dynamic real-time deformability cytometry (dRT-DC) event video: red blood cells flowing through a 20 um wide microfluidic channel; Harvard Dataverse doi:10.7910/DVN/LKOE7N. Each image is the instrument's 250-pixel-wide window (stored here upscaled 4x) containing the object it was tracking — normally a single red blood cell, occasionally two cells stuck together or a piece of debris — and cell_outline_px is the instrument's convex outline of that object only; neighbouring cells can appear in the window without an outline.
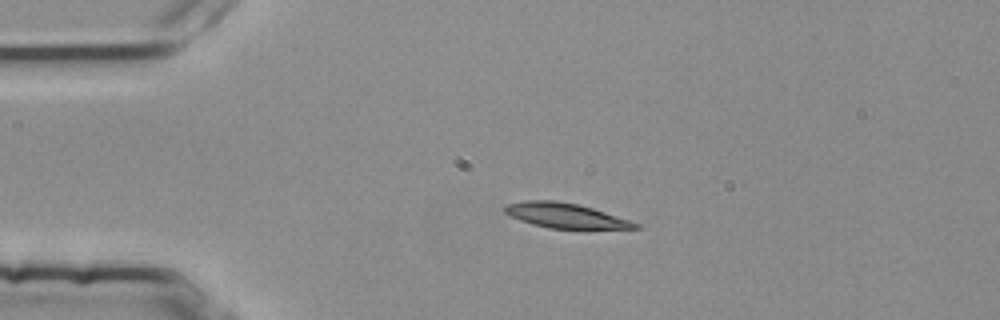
{"species": "common noctule bat (a hibernating species)", "species_latin": "Nyctalus noctula", "temperature_condition": "room temperature", "stored_images_in_passage": 2, "camera_frame_rate_fps": 3000, "um_per_image_px": 0.085, "animal": {"sex": "female", "body_mass_g": 25.1}, "frame": {"image": 1, "passage_image": 1, "time_ms": 0.0, "image_size_px": [1000, 320], "cell_outline_px": [[640, 228], [548, 228], [532, 224], [520, 220], [504, 212], [504, 208], [508, 204], [524, 200], [556, 200], [576, 204], [592, 208], [640, 224]], "centroid_in_image_um": [48.01, 18.31], "position_along_channel_um": 37.0, "area_um2": 18.44}}